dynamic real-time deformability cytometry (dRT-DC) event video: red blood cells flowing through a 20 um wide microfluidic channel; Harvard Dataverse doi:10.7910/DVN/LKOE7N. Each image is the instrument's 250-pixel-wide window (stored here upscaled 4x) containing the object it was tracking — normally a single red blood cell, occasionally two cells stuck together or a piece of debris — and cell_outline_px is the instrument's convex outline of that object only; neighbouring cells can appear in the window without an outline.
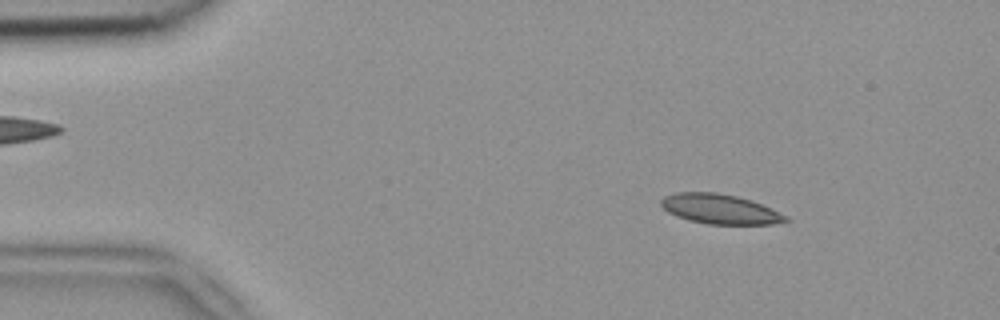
{"species": "common noctule bat (a hibernating species)", "species_latin": "Nyctalus noctula", "temperature_condition": "room temperature", "stored_images_in_passage": 51, "camera_frame_rate_fps": 3000, "um_per_image_px": 0.085, "animal": {"sex": "female", "body_mass_g": 18.4}, "frame": {"image": 1, "passage_image": 7, "time_ms": 2.0, "image_size_px": [1000, 320], "cell_outline_px": [[792, 220], [772, 224], [708, 224], [688, 220], [676, 216], [668, 212], [660, 204], [660, 200], [664, 196], [676, 192], [716, 192], [736, 196], [752, 200], [772, 208], [788, 216]], "centroid_in_image_um": [61.21, 17.77], "position_along_channel_um": 23.8, "area_um2": 21.79}}
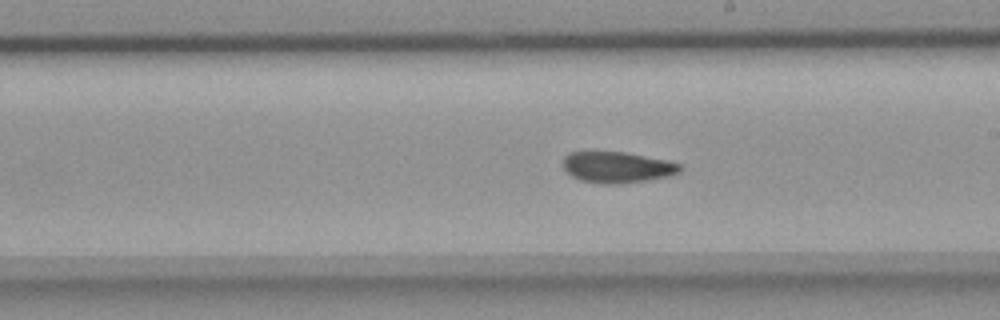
{"frame": {"image": 2, "passage_image": 29, "time_ms": 9.333, "image_size_px": [1000, 320], "cell_outline_px": [[684, 168], [680, 172], [668, 176], [648, 180], [620, 184], [596, 184], [580, 180], [572, 176], [564, 168], [564, 156], [568, 152], [624, 152], [668, 160], [684, 164]], "centroid_in_image_um": [52.51, 14.22], "position_along_channel_um": 236.5, "area_um2": 21.44}}
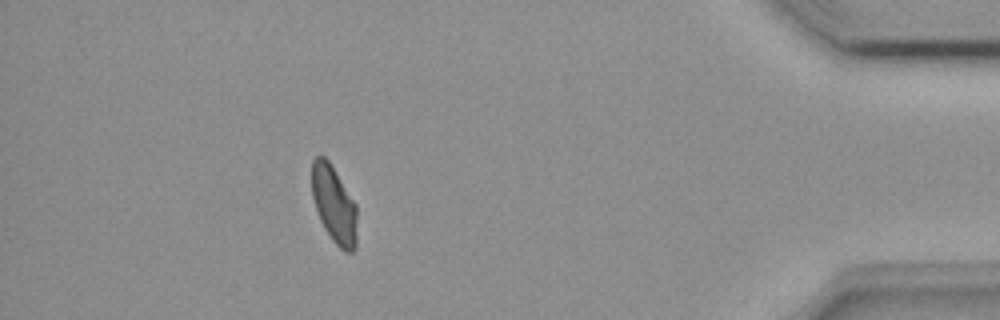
{"frame": {"image": 3, "passage_image": 46, "time_ms": 15.0, "image_size_px": [1000, 320], "cell_outline_px": [[356, 248], [352, 252], [344, 252], [332, 240], [324, 228], [320, 220], [312, 196], [312, 160], [316, 156], [324, 156], [328, 160], [356, 204]], "centroid_in_image_um": [28.39, 17.4], "position_along_channel_um": 406.8, "area_um2": 20.17}, "authors_computed_cell_mechanics": {"area_um2": 21.5594, "velocity_mm_per_s": 3.9076, "shape_relaxation_time_tau1_ms": null, "shape_relaxation_time_tau2_ms": 3.3304, "deformation_change_tau1": null, "deformation_change_tau2": 0.0752}}